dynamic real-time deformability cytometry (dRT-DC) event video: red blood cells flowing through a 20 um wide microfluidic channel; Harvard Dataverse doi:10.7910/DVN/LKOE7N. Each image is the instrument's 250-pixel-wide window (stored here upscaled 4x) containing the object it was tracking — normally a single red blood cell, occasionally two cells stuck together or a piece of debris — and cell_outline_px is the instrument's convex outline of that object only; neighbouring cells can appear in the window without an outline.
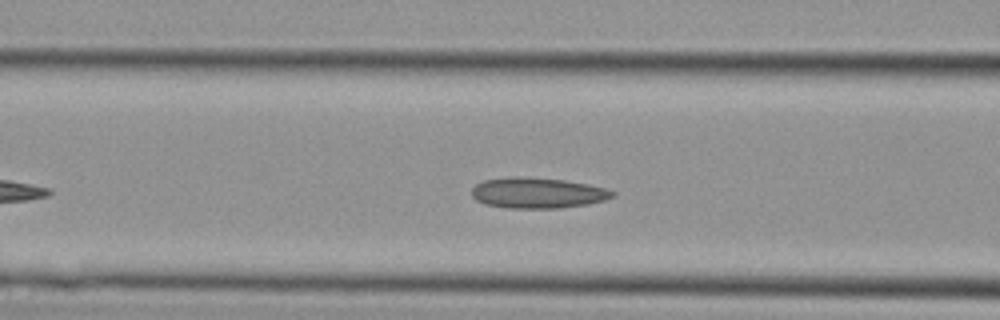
{"species": "Egyptian fruit bat (a non-hibernating species)", "species_latin": "Rousettus aegyptiacus", "temperature_condition": "cold", "stored_images_in_passage": 29, "camera_frame_rate_fps": 3000, "um_per_image_px": 0.085, "animal": {"sex": "female"}, "frame": {"image": 1, "passage_image": 9, "time_ms": 2.667, "image_size_px": [1000, 320], "cell_outline_px": [[616, 196], [604, 200], [588, 204], [560, 208], [508, 208], [484, 204], [476, 200], [472, 196], [472, 188], [476, 184], [484, 180], [508, 176], [520, 176], [564, 180], [588, 184], [604, 188], [616, 192]], "centroid_in_image_um": [45.68, 16.39], "position_along_channel_um": 120.9, "area_um2": 25.32}}